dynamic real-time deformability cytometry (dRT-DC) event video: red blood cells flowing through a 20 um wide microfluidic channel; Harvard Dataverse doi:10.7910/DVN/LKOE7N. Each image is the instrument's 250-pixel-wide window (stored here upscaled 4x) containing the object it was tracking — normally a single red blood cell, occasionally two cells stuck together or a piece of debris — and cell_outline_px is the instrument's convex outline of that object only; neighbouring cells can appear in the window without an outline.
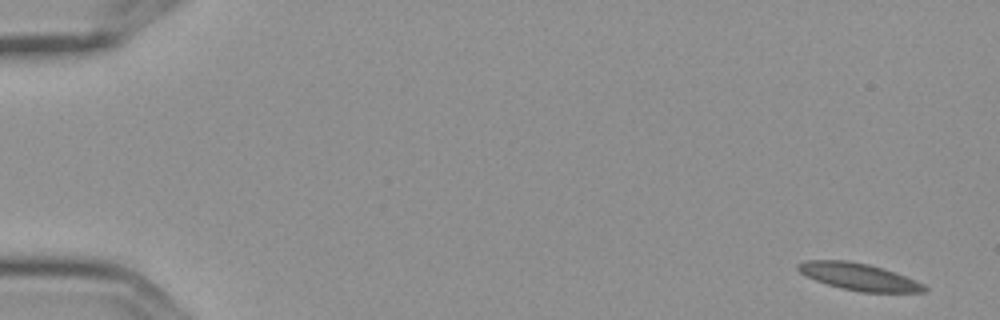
{"species": "Egyptian fruit bat (a non-hibernating species)", "species_latin": "Rousettus aegyptiacus", "temperature_condition": "cold", "stored_images_in_passage": 11, "camera_frame_rate_fps": 3000, "um_per_image_px": 0.085, "frame": {"image": 1, "passage_image": 1, "time_ms": 0.0, "image_size_px": [1000, 320], "cell_outline_px": [[928, 288], [924, 292], [864, 292], [844, 288], [828, 284], [816, 280], [800, 272], [796, 268], [796, 264], [804, 260], [848, 260], [868, 264], [884, 268], [896, 272], [916, 280], [924, 284]], "centroid_in_image_um": [73.02, 23.5], "position_along_channel_um": 12.0, "area_um2": 19.83}}
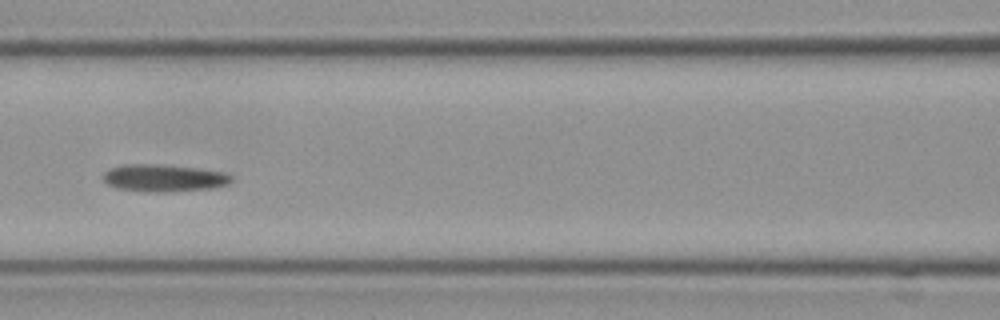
{"frame": {"image": 2, "passage_image": 7, "time_ms": 2.0, "image_size_px": [1000, 320], "cell_outline_px": [[232, 180], [228, 184], [216, 188], [172, 192], [144, 192], [116, 188], [108, 184], [100, 176], [108, 168], [124, 164], [156, 164], [196, 168], [224, 172], [232, 176]], "centroid_in_image_um": [13.9, 15.14], "position_along_channel_um": 152.7, "area_um2": 20.75}}
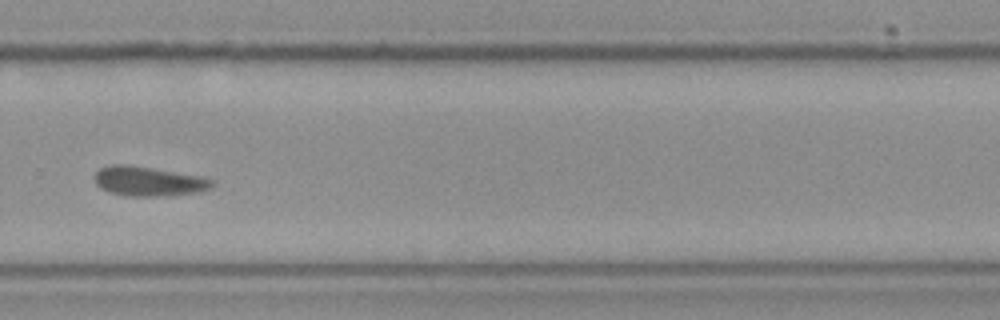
{"frame": {"image": 3, "passage_image": 11, "time_ms": 3.333, "image_size_px": [1000, 320], "cell_outline_px": [[216, 184], [212, 188], [200, 192], [168, 196], [128, 196], [108, 192], [100, 188], [96, 184], [92, 176], [100, 168], [112, 164], [128, 164], [200, 176], [212, 180]], "centroid_in_image_um": [12.61, 15.41], "position_along_channel_um": 317.2, "area_um2": 20.52}}